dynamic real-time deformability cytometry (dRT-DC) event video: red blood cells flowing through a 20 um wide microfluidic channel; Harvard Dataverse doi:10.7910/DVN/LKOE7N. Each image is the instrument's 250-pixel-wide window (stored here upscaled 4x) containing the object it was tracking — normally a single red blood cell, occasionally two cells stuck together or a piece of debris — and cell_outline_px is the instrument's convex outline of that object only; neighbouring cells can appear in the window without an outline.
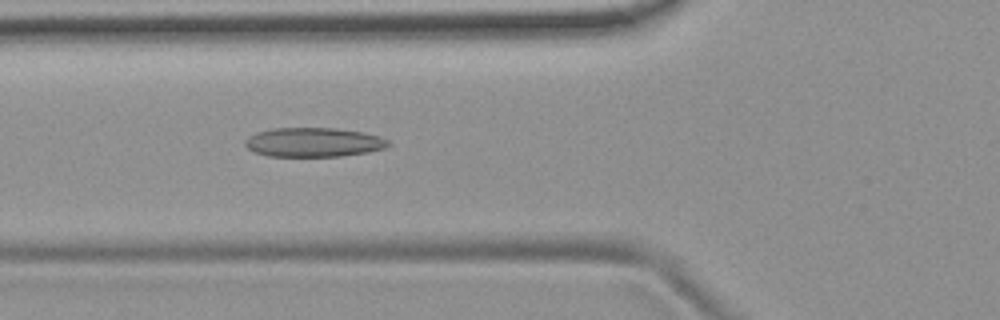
{"species": "common noctule bat (a hibernating species)", "species_latin": "Nyctalus noctula", "temperature_condition": "room temperature", "stored_images_in_passage": 49, "camera_frame_rate_fps": 3000, "um_per_image_px": 0.085, "animal": {"sex": "female", "body_mass_g": 19.9}, "frame": {"image": 1, "passage_image": 15, "time_ms": 4.667, "image_size_px": [1000, 320], "cell_outline_px": [[392, 144], [384, 148], [368, 152], [340, 156], [268, 156], [256, 152], [248, 148], [244, 144], [244, 140], [248, 136], [256, 132], [272, 128], [336, 128], [364, 132], [380, 136], [388, 140]], "centroid_in_image_um": [26.66, 12.08], "position_along_channel_um": 99.1, "area_um2": 24.51}}
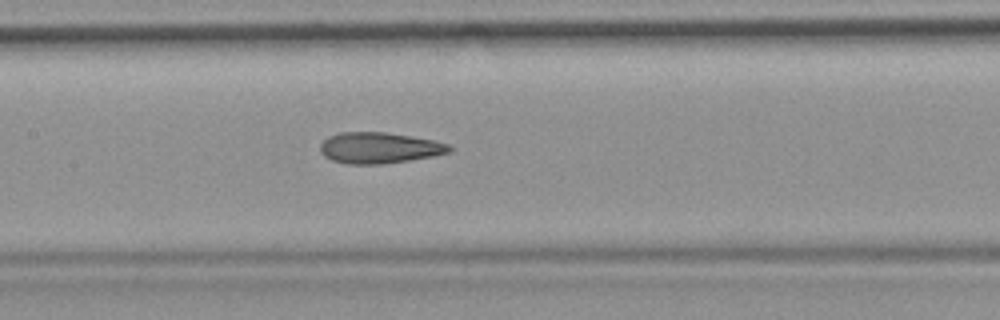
{"frame": {"image": 2, "passage_image": 21, "time_ms": 6.667, "image_size_px": [1000, 320], "cell_outline_px": [[452, 152], [432, 156], [384, 164], [348, 164], [332, 160], [324, 156], [320, 152], [320, 144], [328, 136], [340, 132], [384, 132], [432, 140], [448, 144], [452, 148]], "centroid_in_image_um": [32.2, 12.57], "position_along_channel_um": 175.2, "area_um2": 23.24}}
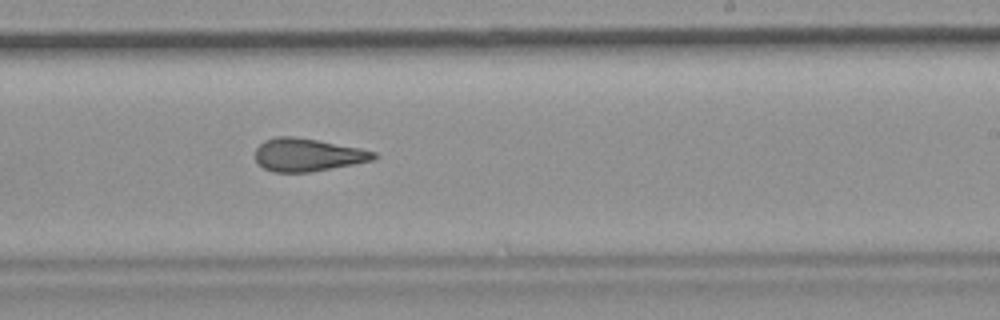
{"frame": {"image": 3, "passage_image": 28, "time_ms": 9.0, "image_size_px": [1000, 320], "cell_outline_px": [[376, 160], [308, 172], [276, 172], [264, 168], [256, 160], [256, 148], [264, 140], [276, 136], [292, 136], [316, 140], [360, 148], [376, 152]], "centroid_in_image_um": [26.15, 13.15], "position_along_channel_um": 262.9, "area_um2": 22.48}, "authors_computed_cell_mechanics": {"area_um2": 23.3512, "velocity_mm_per_s": 3.7784, "shape_relaxation_time_tau1_ms": null, "shape_relaxation_time_tau2_ms": 2.8238, "deformation_change_tau1": null, "deformation_change_tau2": 0.13}}